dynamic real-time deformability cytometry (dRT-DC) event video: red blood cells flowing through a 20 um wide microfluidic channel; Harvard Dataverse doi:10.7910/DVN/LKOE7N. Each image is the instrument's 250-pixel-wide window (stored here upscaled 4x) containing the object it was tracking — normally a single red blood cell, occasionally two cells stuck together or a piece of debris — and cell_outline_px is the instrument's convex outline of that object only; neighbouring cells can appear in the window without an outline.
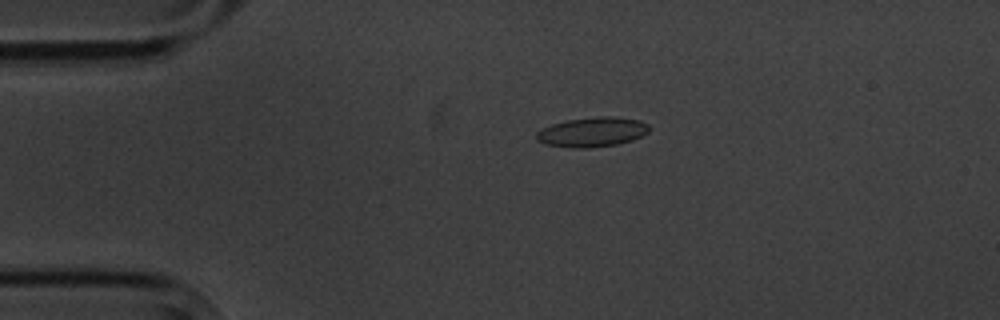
{"species": "common noctule bat (a hibernating species)", "species_latin": "Nyctalus noctula", "temperature_condition": "cold", "stored_images_in_passage": 4, "segment_of_instrument_passage": [1, 2], "camera_frame_rate_fps": 3000, "um_per_image_px": 0.085, "animal": {"sex": "male", "body_mass_g": 20.1, "forearm_length_mm": 53.5}, "frame": {"image": 1, "passage_image": 2, "time_ms": 1.0, "image_size_px": [1000, 320], "cell_outline_px": [[648, 132], [632, 140], [616, 144], [588, 148], [572, 148], [544, 144], [536, 140], [536, 132], [552, 124], [568, 120], [596, 116], [608, 116], [640, 120], [648, 124]], "centroid_in_image_um": [50.31, 11.22], "position_along_channel_um": 34.7, "area_um2": 19.36}}